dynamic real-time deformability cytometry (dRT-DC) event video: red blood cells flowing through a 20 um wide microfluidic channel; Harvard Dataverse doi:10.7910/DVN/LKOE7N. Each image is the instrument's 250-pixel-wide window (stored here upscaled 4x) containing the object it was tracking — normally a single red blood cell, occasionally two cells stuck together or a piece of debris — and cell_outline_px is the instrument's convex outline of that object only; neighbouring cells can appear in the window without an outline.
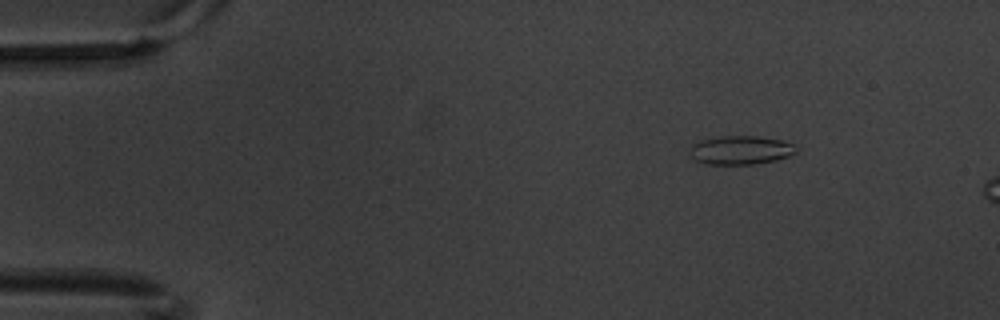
{"species": "common noctule bat (a hibernating species)", "species_latin": "Nyctalus noctula", "temperature_condition": "warm", "stored_images_in_passage": 4, "camera_frame_rate_fps": 3000, "um_per_image_px": 0.085, "animal": {"sex": "male", "body_mass_g": 20.1, "forearm_length_mm": 53.5}, "frame": {"image": 1, "passage_image": 2, "time_ms": 0.333, "image_size_px": [1000, 320], "cell_outline_px": [[796, 152], [788, 156], [772, 160], [752, 164], [704, 164], [696, 160], [688, 152], [688, 148], [692, 144], [704, 140], [724, 136], [760, 136], [784, 140], [792, 144], [796, 148]], "centroid_in_image_um": [62.93, 12.75], "position_along_channel_um": 22.1, "area_um2": 17.63}}